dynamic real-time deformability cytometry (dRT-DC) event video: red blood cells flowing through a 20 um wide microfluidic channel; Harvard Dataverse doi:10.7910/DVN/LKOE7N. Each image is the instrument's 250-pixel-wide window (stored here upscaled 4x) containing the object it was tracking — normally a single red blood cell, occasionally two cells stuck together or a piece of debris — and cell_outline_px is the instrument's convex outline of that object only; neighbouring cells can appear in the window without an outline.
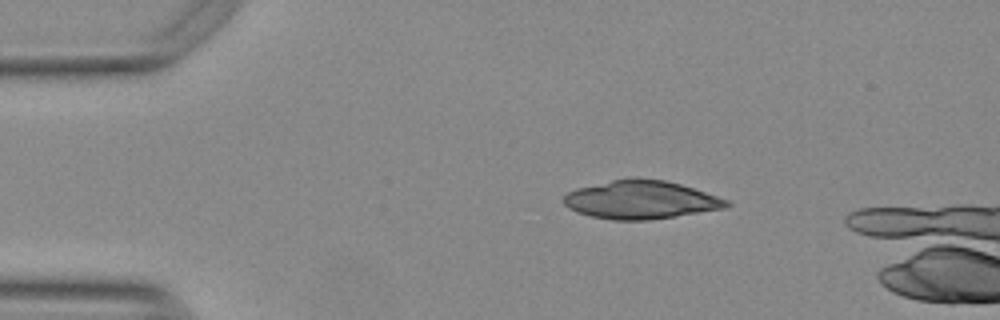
{"species": "Egyptian fruit bat (a non-hibernating species)", "species_latin": "Rousettus aegyptiacus", "temperature_condition": "warm", "stored_images_in_passage": 7, "camera_frame_rate_fps": 3000, "um_per_image_px": 0.085, "animal": {"sex": "female"}, "frame": {"image": 1, "passage_image": 1, "time_ms": 0.0, "image_size_px": [1000, 320], "cell_outline_px": [[732, 204], [724, 208], [648, 220], [612, 220], [592, 216], [568, 208], [564, 204], [564, 196], [568, 192], [576, 188], [628, 176], [636, 176], [664, 180], [680, 184], [728, 200]], "centroid_in_image_um": [54.44, 16.96], "position_along_channel_um": 30.6, "area_um2": 36.24}}